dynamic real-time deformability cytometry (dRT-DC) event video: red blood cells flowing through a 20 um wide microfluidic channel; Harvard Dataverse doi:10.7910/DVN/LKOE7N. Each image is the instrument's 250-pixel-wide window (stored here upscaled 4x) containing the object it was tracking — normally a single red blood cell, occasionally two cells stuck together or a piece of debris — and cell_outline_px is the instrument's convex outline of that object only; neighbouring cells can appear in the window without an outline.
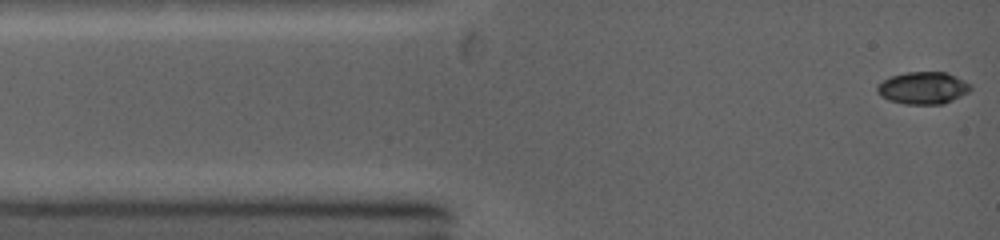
{"species": "common noctule bat (a hibernating species)", "species_latin": "Nyctalus noctula", "temperature_condition": "warm", "stored_images_in_passage": 73, "camera_frame_rate_fps": 5000, "um_per_image_px": 0.085, "animal": {"sex": "female", "body_mass_g": 19.0, "forearm_length_mm": 53.3}, "frame": {"image": 1, "passage_image": 1, "time_ms": 0.0, "image_size_px": [1000, 240], "cell_outline_px": [[968, 92], [944, 104], [908, 104], [888, 100], [876, 92], [876, 88], [884, 80], [892, 76], [908, 72], [944, 72], [968, 84]], "centroid_in_image_um": [78.39, 7.49], "position_along_channel_um": 6.6, "area_um2": 16.94}}
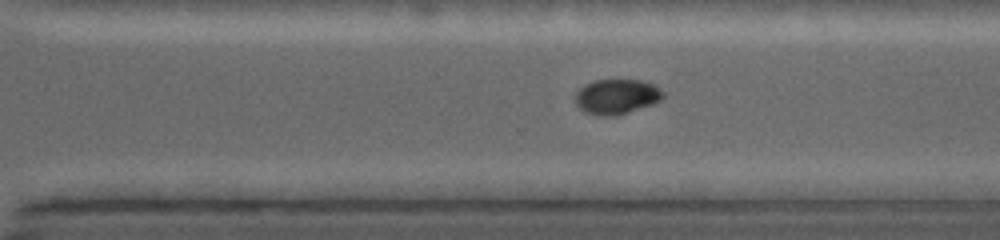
{"frame": {"image": 2, "passage_image": 43, "time_ms": 8.4, "image_size_px": [1000, 240], "cell_outline_px": [[664, 96], [660, 100], [652, 104], [616, 116], [596, 116], [584, 112], [576, 104], [576, 92], [584, 84], [596, 80], [640, 80], [652, 84], [664, 92]], "centroid_in_image_um": [52.39, 8.22], "position_along_channel_um": 318.2, "area_um2": 17.86}}
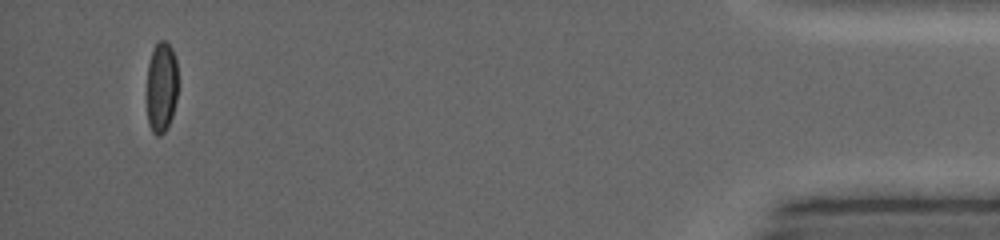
{"frame": {"image": 3, "passage_image": 66, "time_ms": 13.0, "image_size_px": [1000, 240], "cell_outline_px": [[176, 100], [172, 116], [168, 128], [160, 136], [156, 136], [152, 132], [148, 124], [148, 64], [152, 52], [156, 44], [160, 40], [164, 40], [172, 48], [176, 60]], "centroid_in_image_um": [13.72, 7.44], "position_along_channel_um": 421.5, "area_um2": 16.24}, "authors_computed_cell_mechanics": {"area_um2": 17.5712, "velocity_mm_per_s": 4.3994, "shape_relaxation_time_tau1_ms": 3.1542, "shape_relaxation_time_tau2_ms": null, "deformation_change_tau1": 0.1394, "deformation_change_tau2": null}}